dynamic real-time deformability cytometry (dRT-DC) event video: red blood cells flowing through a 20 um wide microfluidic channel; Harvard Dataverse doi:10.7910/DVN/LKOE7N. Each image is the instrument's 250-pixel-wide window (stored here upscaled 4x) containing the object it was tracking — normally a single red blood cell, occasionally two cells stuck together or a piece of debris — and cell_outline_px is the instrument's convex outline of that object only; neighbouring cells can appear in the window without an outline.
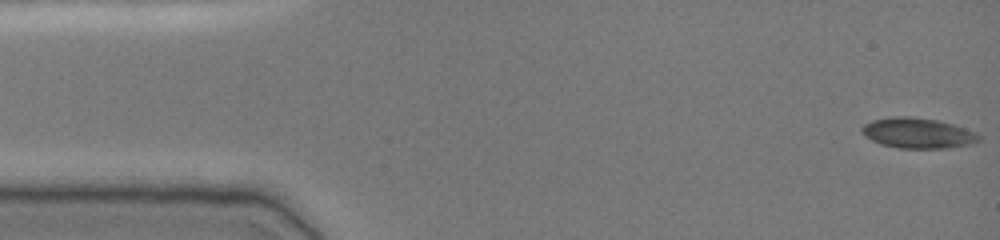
{"species": "common noctule bat (a hibernating species)", "species_latin": "Nyctalus noctula", "temperature_condition": "cold", "stored_images_in_passage": 21, "segment_of_instrument_passage": [1, 2], "camera_frame_rate_fps": 3000, "um_per_image_px": 0.085, "animal": {"sex": "female", "body_mass_g": 19.0, "forearm_length_mm": 51.5}, "frame": {"image": 1, "passage_image": 1, "time_ms": 0.0, "image_size_px": [1000, 240], "cell_outline_px": [[980, 140], [972, 144], [948, 148], [900, 148], [880, 144], [864, 136], [860, 132], [860, 128], [864, 124], [872, 120], [888, 116], [908, 116], [936, 120], [952, 124], [976, 132], [980, 136]], "centroid_in_image_um": [77.97, 11.31], "position_along_channel_um": 7.0, "area_um2": 20.87}}
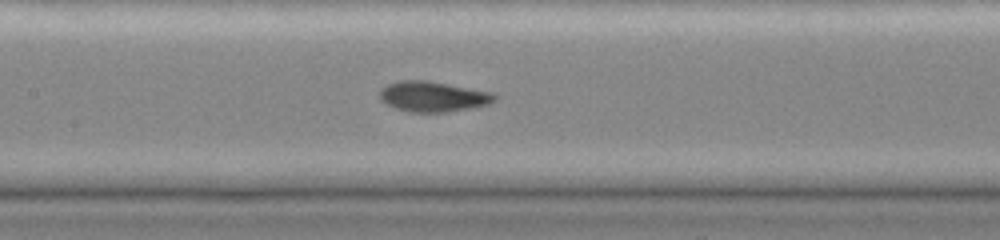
{"frame": {"image": 2, "passage_image": 18, "time_ms": 5.667, "image_size_px": [1000, 240], "cell_outline_px": [[496, 100], [488, 104], [448, 112], [412, 112], [396, 108], [380, 100], [380, 88], [388, 84], [400, 80], [428, 80], [492, 92], [496, 96]], "centroid_in_image_um": [36.79, 8.19], "position_along_channel_um": 170.6, "area_um2": 20.23}}
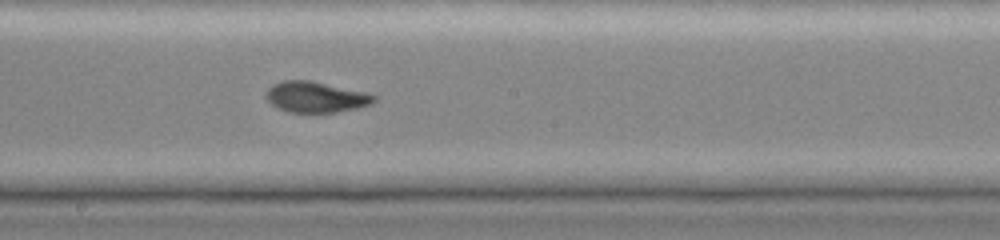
{"frame": {"image": 3, "passage_image": 20, "time_ms": 6.333, "image_size_px": [1000, 240], "cell_outline_px": [[376, 100], [372, 104], [356, 108], [336, 112], [288, 112], [272, 104], [268, 100], [268, 88], [272, 84], [284, 80], [312, 80], [364, 92], [376, 96]], "centroid_in_image_um": [26.86, 8.24], "position_along_channel_um": 221.3, "area_um2": 19.13}}